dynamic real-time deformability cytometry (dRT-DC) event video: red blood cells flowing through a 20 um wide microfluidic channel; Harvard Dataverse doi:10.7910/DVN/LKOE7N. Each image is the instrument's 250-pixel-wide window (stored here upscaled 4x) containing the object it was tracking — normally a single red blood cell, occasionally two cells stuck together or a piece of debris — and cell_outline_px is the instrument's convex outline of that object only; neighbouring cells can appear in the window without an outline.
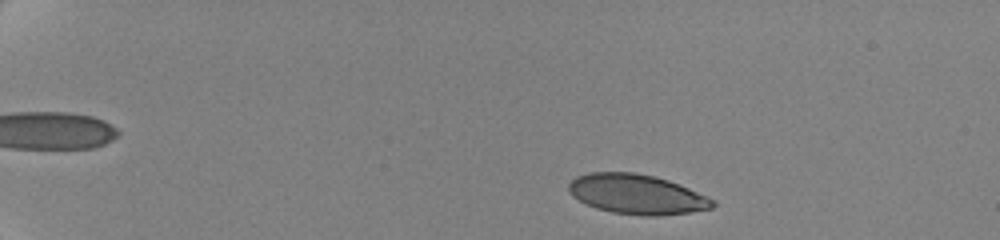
{"species": "human", "species_latin": "Homo sapiens", "temperature_condition": "cold", "stored_images_in_passage": 41, "camera_frame_rate_fps": 3000, "um_per_image_px": 0.085, "donor": {"sex": "female"}, "frame": {"image": 1, "passage_image": 1, "time_ms": 0.0, "image_size_px": [1000, 240], "cell_outline_px": [[716, 204], [712, 208], [692, 212], [656, 216], [640, 216], [612, 212], [596, 208], [572, 196], [568, 192], [568, 184], [576, 176], [592, 172], [632, 172], [652, 176], [668, 180], [680, 184], [708, 196], [716, 200]], "centroid_in_image_um": [54.16, 16.52], "position_along_channel_um": 30.8, "area_um2": 33.52}}
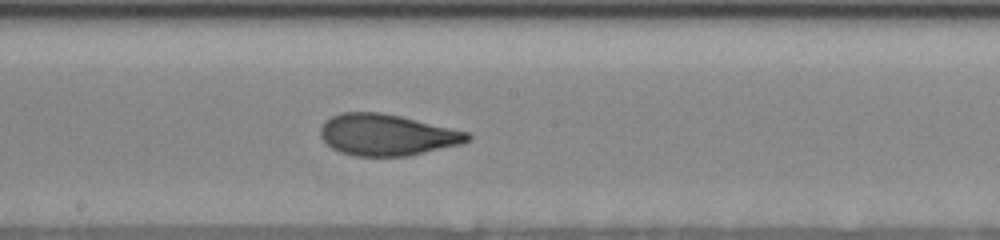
{"frame": {"image": 2, "passage_image": 25, "time_ms": 8.333, "image_size_px": [1000, 240], "cell_outline_px": [[472, 136], [468, 140], [460, 144], [408, 156], [356, 156], [340, 152], [332, 148], [320, 136], [320, 128], [324, 120], [340, 112], [380, 112], [400, 116], [468, 132]], "centroid_in_image_um": [32.85, 11.46], "position_along_channel_um": 215.4, "area_um2": 35.32}}
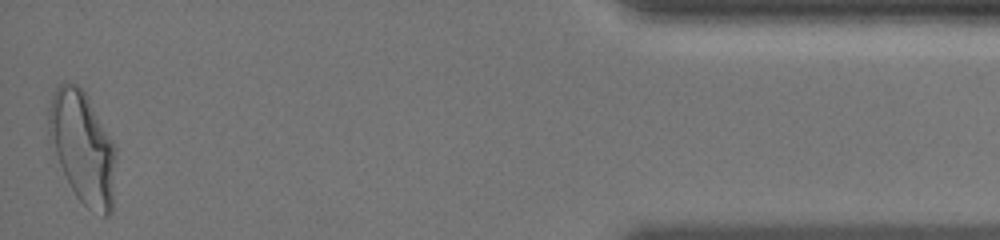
{"frame": {"image": 3, "passage_image": 41, "time_ms": 16.0, "image_size_px": [1000, 240], "cell_outline_px": [[116, 156], [112, 212], [108, 216], [104, 216], [92, 212], [76, 196], [60, 164], [48, 132], [48, 108], [56, 84], [64, 80], [76, 84], [88, 96], [112, 140], [116, 148]], "centroid_in_image_um": [7.04, 12.5], "position_along_channel_um": 428.2, "area_um2": 43.7}, "authors_computed_cell_mechanics": {"area_um2": 35.8938, "velocity_mm_per_s": 3.5363, "shape_relaxation_time_tau1_ms": 5.1622, "shape_relaxation_time_tau2_ms": 1.0705, "deformation_change_tau1": 0.1846, "deformation_change_tau2": 0.0621}}